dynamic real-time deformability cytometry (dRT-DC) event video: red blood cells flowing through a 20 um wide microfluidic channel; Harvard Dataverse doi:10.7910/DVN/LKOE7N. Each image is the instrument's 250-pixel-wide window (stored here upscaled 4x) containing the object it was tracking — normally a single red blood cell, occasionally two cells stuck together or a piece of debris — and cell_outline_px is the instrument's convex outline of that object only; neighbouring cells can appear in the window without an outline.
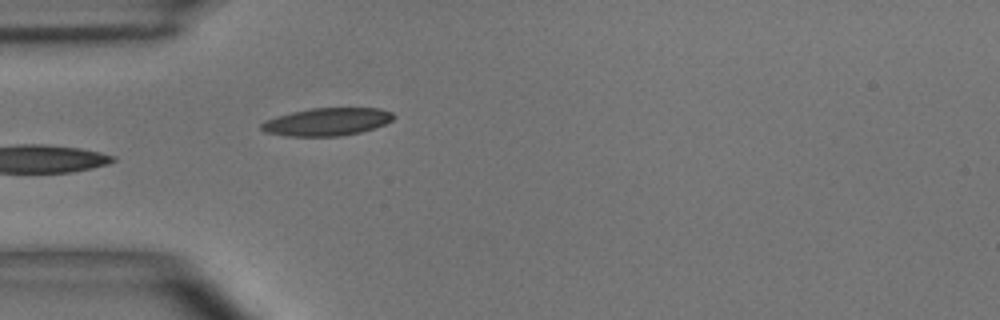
{"species": "common noctule bat (a hibernating species)", "species_latin": "Nyctalus noctula", "temperature_condition": "room temperature", "stored_images_in_passage": 3, "camera_frame_rate_fps": 3000, "um_per_image_px": 0.085, "animal": {"sex": "male", "body_mass_g": 15.6}, "frame": {"image": 1, "passage_image": 3, "time_ms": 3.333, "image_size_px": [1000, 320], "cell_outline_px": [[396, 116], [392, 120], [384, 124], [360, 132], [340, 136], [288, 136], [264, 132], [260, 128], [260, 124], [264, 120], [276, 116], [292, 112], [312, 108], [380, 108], [392, 112]], "centroid_in_image_um": [27.77, 10.35], "position_along_channel_um": 57.2, "area_um2": 21.39}}